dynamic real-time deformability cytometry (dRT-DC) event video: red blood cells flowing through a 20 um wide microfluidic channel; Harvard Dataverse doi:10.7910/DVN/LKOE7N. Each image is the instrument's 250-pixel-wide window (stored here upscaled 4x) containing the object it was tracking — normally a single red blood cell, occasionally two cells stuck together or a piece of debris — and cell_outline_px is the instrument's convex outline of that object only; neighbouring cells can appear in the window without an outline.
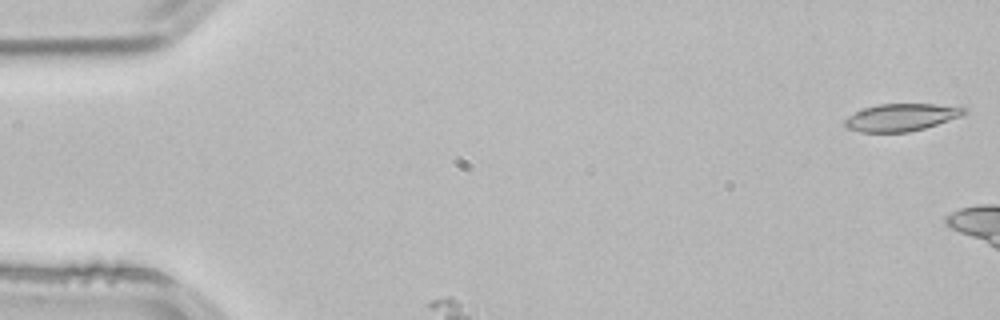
{"species": "common noctule bat (a hibernating species)", "species_latin": "Nyctalus noctula", "temperature_condition": "room temperature", "stored_images_in_passage": 3, "segment_of_instrument_passage": [2, 2], "camera_frame_rate_fps": 3000, "um_per_image_px": 0.085, "animal": {"sex": "male", "body_mass_g": 21.5, "forearm_length_mm": 52.0}, "frame": {"image": 1, "passage_image": 3, "time_ms": 0.667, "image_size_px": [1000, 320], "cell_outline_px": [[968, 112], [964, 116], [924, 128], [908, 132], [860, 132], [848, 128], [844, 124], [844, 120], [848, 116], [864, 108], [880, 104], [936, 104], [968, 108]], "centroid_in_image_um": [76.66, 9.97], "position_along_channel_um": 8.3, "area_um2": 19.07}}